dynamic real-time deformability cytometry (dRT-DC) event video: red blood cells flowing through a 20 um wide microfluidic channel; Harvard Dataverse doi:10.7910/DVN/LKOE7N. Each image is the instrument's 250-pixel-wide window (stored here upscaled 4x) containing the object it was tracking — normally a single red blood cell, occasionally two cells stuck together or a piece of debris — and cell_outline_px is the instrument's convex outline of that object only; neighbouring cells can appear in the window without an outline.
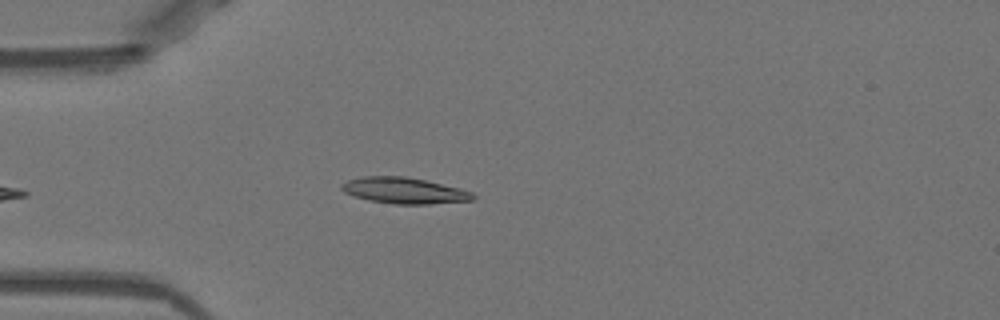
{"species": "Egyptian fruit bat (a non-hibernating species)", "species_latin": "Rousettus aegyptiacus", "temperature_condition": "warm", "stored_images_in_passage": 36, "camera_frame_rate_fps": 3000, "um_per_image_px": 0.085, "animal": {"sex": "female"}, "frame": {"image": 1, "passage_image": 2, "time_ms": 0.333, "image_size_px": [1000, 320], "cell_outline_px": [[476, 200], [428, 204], [396, 204], [368, 200], [344, 192], [340, 188], [340, 184], [348, 180], [364, 176], [404, 176], [424, 180], [460, 188], [472, 192], [476, 196]], "centroid_in_image_um": [34.37, 16.2], "position_along_channel_um": 50.6, "area_um2": 19.94}}
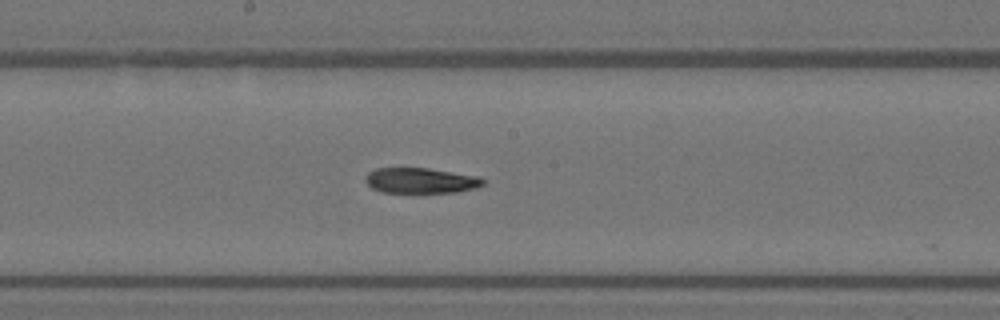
{"frame": {"image": 2, "passage_image": 15, "time_ms": 4.667, "image_size_px": [1000, 320], "cell_outline_px": [[484, 184], [476, 188], [456, 192], [380, 192], [372, 188], [364, 180], [364, 176], [368, 172], [376, 168], [428, 168], [480, 176], [484, 180]], "centroid_in_image_um": [35.75, 15.34], "position_along_channel_um": 212.4, "area_um2": 17.51}}
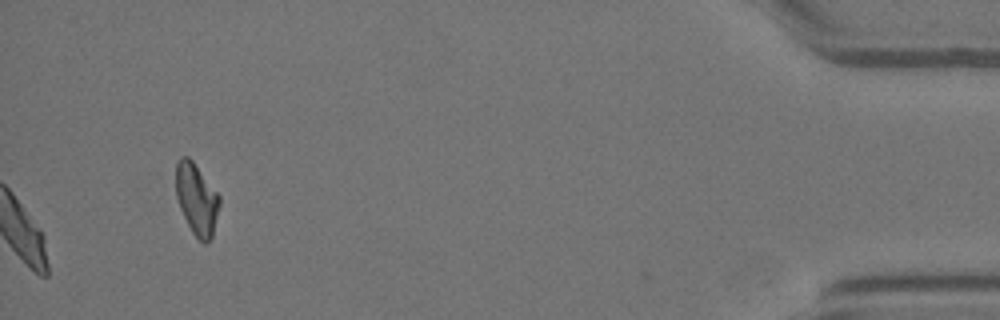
{"frame": {"image": 3, "passage_image": 36, "time_ms": 11.667, "image_size_px": [1000, 320], "cell_outline_px": [[220, 204], [212, 236], [208, 244], [204, 244], [192, 232], [180, 208], [176, 196], [176, 160], [180, 156], [188, 156], [192, 160], [220, 196]], "centroid_in_image_um": [16.71, 16.91], "position_along_channel_um": 418.5, "area_um2": 18.09}}